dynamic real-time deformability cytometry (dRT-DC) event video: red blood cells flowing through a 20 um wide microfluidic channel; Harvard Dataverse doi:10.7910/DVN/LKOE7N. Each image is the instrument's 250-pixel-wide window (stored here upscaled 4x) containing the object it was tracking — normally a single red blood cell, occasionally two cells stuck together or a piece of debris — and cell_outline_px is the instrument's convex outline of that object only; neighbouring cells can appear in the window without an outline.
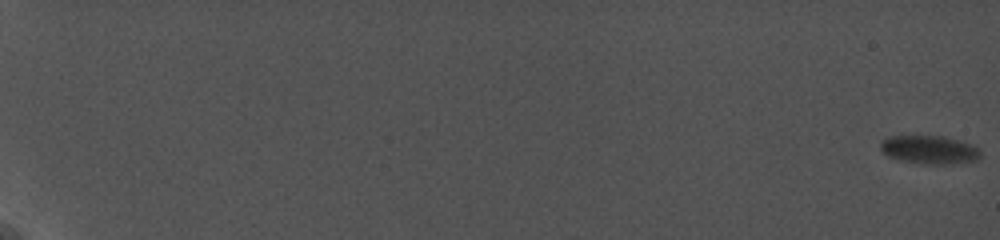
{"species": "common noctule bat (a hibernating species)", "species_latin": "Nyctalus noctula", "temperature_condition": "cold", "stored_images_in_passage": 11, "camera_frame_rate_fps": 5000, "um_per_image_px": 0.085, "animal": {"sex": "female", "body_mass_g": 19.0, "forearm_length_mm": 56.7}, "frame": {"image": 1, "passage_image": 1, "time_ms": 0.0, "image_size_px": [1000, 240], "cell_outline_px": [[980, 156], [976, 160], [944, 164], [928, 164], [900, 160], [888, 156], [880, 148], [880, 140], [888, 136], [944, 136], [968, 144], [976, 148], [980, 152]], "centroid_in_image_um": [78.92, 12.72], "position_along_channel_um": 6.1, "area_um2": 16.18}}